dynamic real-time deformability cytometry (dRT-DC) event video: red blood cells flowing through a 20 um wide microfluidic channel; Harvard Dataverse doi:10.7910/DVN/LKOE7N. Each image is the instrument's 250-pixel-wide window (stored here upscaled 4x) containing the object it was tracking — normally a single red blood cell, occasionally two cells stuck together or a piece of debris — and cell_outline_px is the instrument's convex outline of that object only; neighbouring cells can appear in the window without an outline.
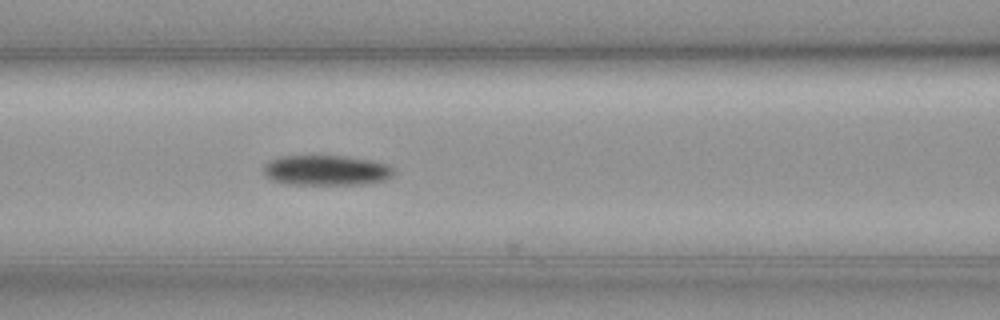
{"species": "common noctule bat (a hibernating species)", "species_latin": "Nyctalus noctula", "temperature_condition": "cold", "stored_images_in_passage": 10, "camera_frame_rate_fps": 3000, "um_per_image_px": 0.085, "animal": {"sex": "female", "body_mass_g": 19.3, "forearm_length_mm": 54.1}, "frame": {"image": 1, "passage_image": 8, "time_ms": 2.333, "image_size_px": [1000, 320], "cell_outline_px": [[396, 172], [392, 176], [384, 180], [364, 184], [288, 184], [272, 180], [264, 172], [264, 164], [268, 160], [280, 156], [320, 152], [348, 156], [372, 160], [388, 164]], "centroid_in_image_um": [27.72, 14.41], "position_along_channel_um": 138.9, "area_um2": 23.99}}